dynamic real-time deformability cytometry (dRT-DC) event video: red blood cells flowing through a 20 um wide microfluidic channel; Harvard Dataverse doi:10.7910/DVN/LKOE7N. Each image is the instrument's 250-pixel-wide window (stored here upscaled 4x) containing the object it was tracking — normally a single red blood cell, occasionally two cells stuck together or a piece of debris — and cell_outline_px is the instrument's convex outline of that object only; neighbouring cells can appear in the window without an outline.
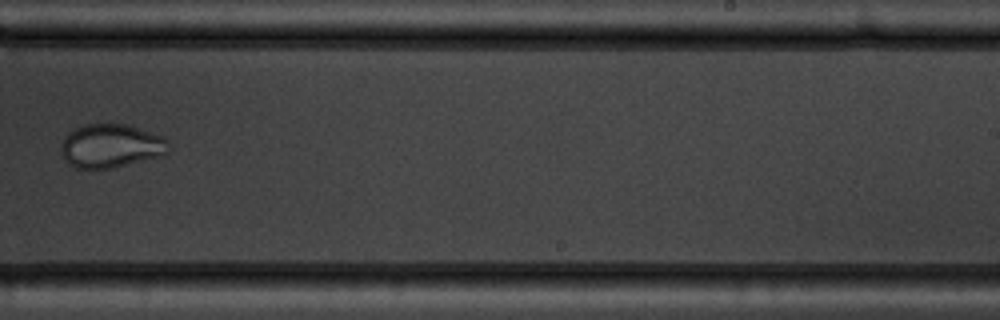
{"species": "common noctule bat (a hibernating species)", "species_latin": "Nyctalus noctula", "temperature_condition": "warm", "stored_images_in_passage": 8, "camera_frame_rate_fps": 3000, "um_per_image_px": 0.085, "animal": {"sex": "male", "body_mass_g": 19.5, "forearm_length_mm": 54.6}, "frame": {"image": 1, "passage_image": 8, "time_ms": 7.667, "image_size_px": [1000, 320], "cell_outline_px": [[168, 152], [160, 156], [112, 168], [76, 168], [68, 164], [64, 160], [60, 152], [60, 144], [64, 136], [68, 132], [84, 124], [124, 124], [164, 136], [168, 140]], "centroid_in_image_um": [9.38, 12.4], "position_along_channel_um": 279.6, "area_um2": 27.46}}